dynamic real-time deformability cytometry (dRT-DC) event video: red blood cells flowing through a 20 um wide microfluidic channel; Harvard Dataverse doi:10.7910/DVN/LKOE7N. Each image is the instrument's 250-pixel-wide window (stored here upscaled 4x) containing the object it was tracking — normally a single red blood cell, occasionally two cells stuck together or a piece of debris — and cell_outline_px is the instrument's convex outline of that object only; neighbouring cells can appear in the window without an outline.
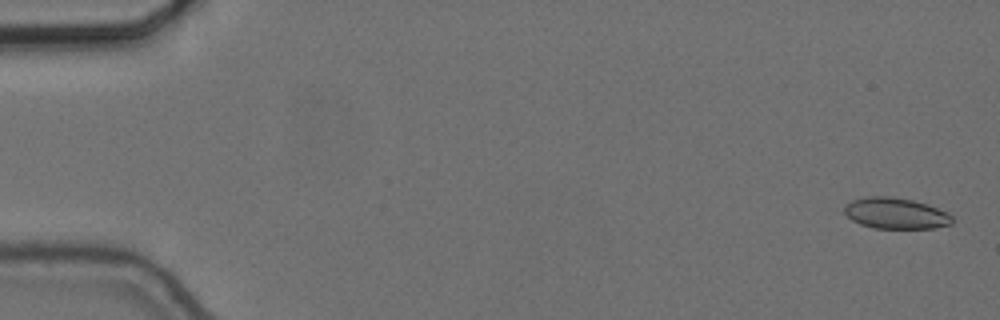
{"species": "common noctule bat (a hibernating species)", "species_latin": "Nyctalus noctula", "temperature_condition": "cold", "stored_images_in_passage": 57, "camera_frame_rate_fps": 3000, "um_per_image_px": 0.085, "animal": {"sex": "female", "body_mass_g": 24.6, "forearm_length_mm": 56.2}, "frame": {"image": 1, "passage_image": 2, "time_ms": 0.333, "image_size_px": [1000, 320], "cell_outline_px": [[952, 224], [936, 228], [872, 228], [860, 224], [852, 220], [844, 212], [844, 208], [852, 200], [864, 196], [892, 196], [912, 200], [948, 212], [952, 216]], "centroid_in_image_um": [76.13, 18.13], "position_along_channel_um": 8.9, "area_um2": 19.48}}
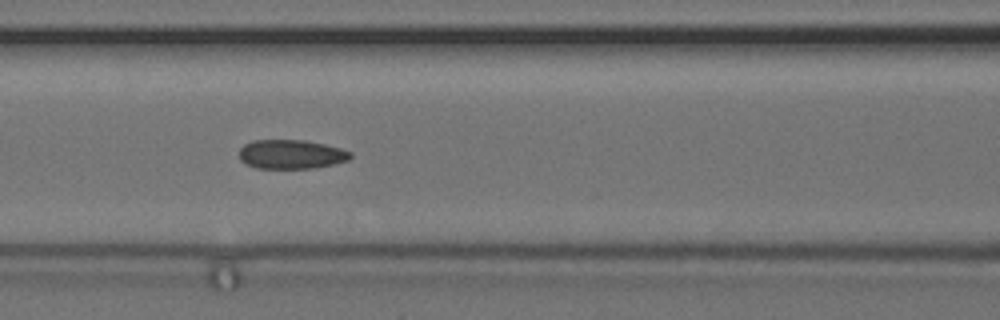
{"frame": {"image": 2, "passage_image": 25, "time_ms": 8.0, "image_size_px": [1000, 320], "cell_outline_px": [[352, 156], [348, 160], [316, 168], [256, 168], [244, 164], [240, 160], [240, 148], [244, 144], [252, 140], [304, 140], [324, 144], [340, 148], [352, 152]], "centroid_in_image_um": [24.73, 13.11], "position_along_channel_um": 141.9, "area_um2": 18.96}}
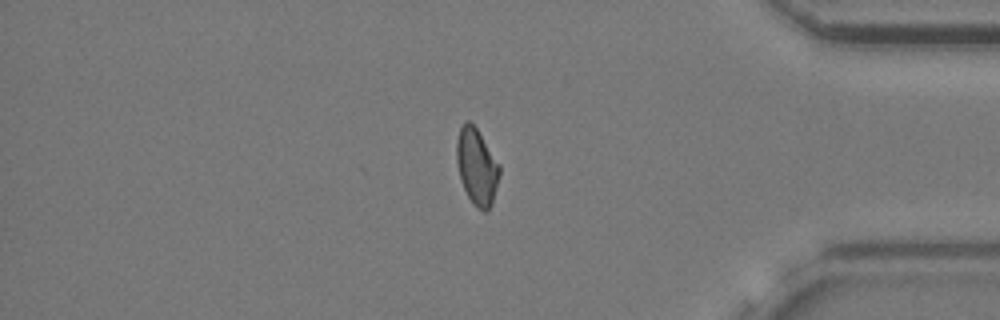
{"frame": {"image": 3, "passage_image": 48, "time_ms": 15.667, "image_size_px": [1000, 320], "cell_outline_px": [[500, 176], [492, 204], [488, 212], [484, 212], [476, 208], [472, 204], [460, 180], [456, 160], [456, 140], [460, 128], [464, 120], [468, 120], [476, 128], [500, 164]], "centroid_in_image_um": [40.53, 14.2], "position_along_channel_um": 394.7, "area_um2": 19.36}, "authors_computed_cell_mechanics": {"area_um2": 19.1318, "velocity_mm_per_s": 3.6639, "shape_relaxation_time_tau1_ms": null, "shape_relaxation_time_tau2_ms": 3.5343, "deformation_change_tau1": null, "deformation_change_tau2": 0.0883}}